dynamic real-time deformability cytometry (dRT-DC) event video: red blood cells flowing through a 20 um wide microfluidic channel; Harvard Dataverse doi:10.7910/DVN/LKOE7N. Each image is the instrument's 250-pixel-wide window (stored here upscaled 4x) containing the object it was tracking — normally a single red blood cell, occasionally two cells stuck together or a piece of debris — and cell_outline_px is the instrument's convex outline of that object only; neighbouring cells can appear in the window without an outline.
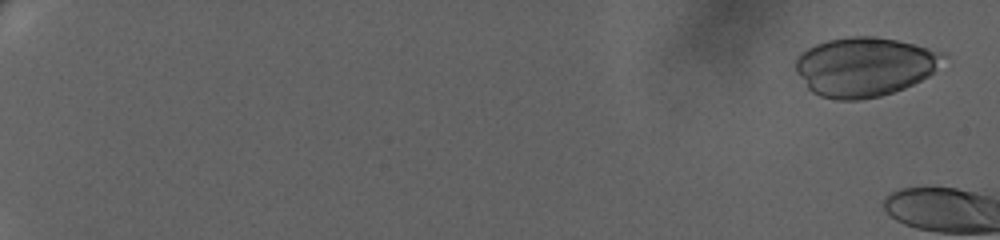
{"species": "human", "species_latin": "Homo sapiens", "temperature_condition": "warm", "stored_images_in_passage": 6, "camera_frame_rate_fps": 3000, "um_per_image_px": 0.085, "donor": {"sex": "female"}, "frame": {"image": 1, "passage_image": 1, "time_ms": 0.0, "image_size_px": [1000, 240], "cell_outline_px": [[948, 56], [928, 76], [904, 88], [880, 96], [860, 100], [836, 100], [820, 96], [812, 92], [808, 88], [796, 72], [796, 56], [800, 52], [816, 44], [828, 40], [848, 36], [876, 36], [896, 40], [948, 52]], "centroid_in_image_um": [73.49, 5.66], "position_along_channel_um": 11.5, "area_um2": 51.21}}